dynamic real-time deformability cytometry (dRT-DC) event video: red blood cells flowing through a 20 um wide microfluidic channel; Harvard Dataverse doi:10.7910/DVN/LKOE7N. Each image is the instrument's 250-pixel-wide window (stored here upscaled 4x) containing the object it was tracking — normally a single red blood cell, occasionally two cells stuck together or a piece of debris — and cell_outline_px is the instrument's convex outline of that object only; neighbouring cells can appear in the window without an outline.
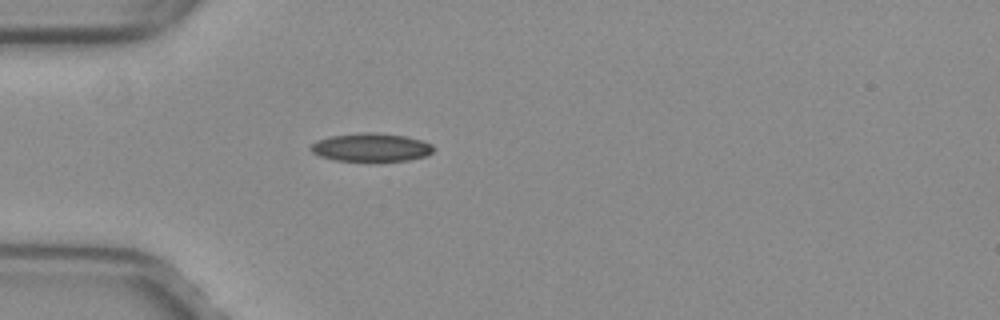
{"species": "common noctule bat (a hibernating species)", "species_latin": "Nyctalus noctula", "temperature_condition": "warm", "stored_images_in_passage": 34, "camera_frame_rate_fps": 3000, "um_per_image_px": 0.085, "animal": {"sex": "female", "body_mass_g": 29.2, "forearm_length_mm": 56.3}, "frame": {"image": 1, "passage_image": 1, "time_ms": 0.0, "image_size_px": [1000, 320], "cell_outline_px": [[436, 148], [432, 152], [424, 156], [408, 160], [376, 164], [368, 164], [336, 160], [320, 156], [312, 152], [308, 148], [316, 140], [332, 136], [360, 132], [376, 132], [404, 136], [420, 140], [432, 144]], "centroid_in_image_um": [31.53, 12.57], "position_along_channel_um": 53.5, "area_um2": 21.15}}
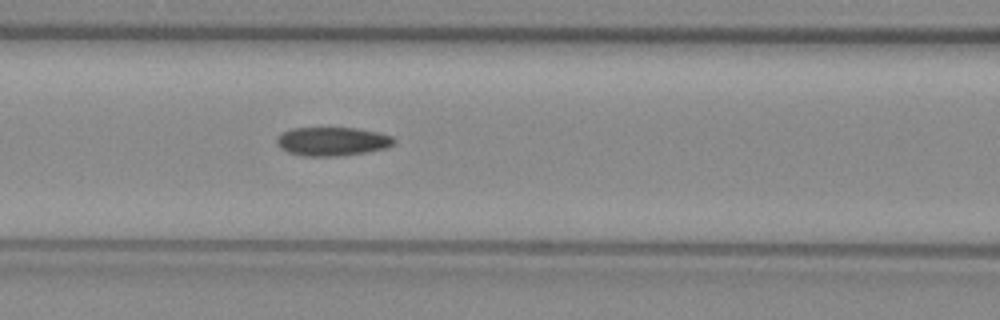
{"frame": {"image": 2, "passage_image": 8, "time_ms": 2.333, "image_size_px": [1000, 320], "cell_outline_px": [[396, 140], [392, 144], [384, 148], [364, 152], [336, 156], [304, 156], [288, 152], [280, 148], [276, 144], [276, 136], [292, 128], [356, 128], [376, 132], [392, 136]], "centroid_in_image_um": [28.19, 12.01], "position_along_channel_um": 138.4, "area_um2": 19.42}}
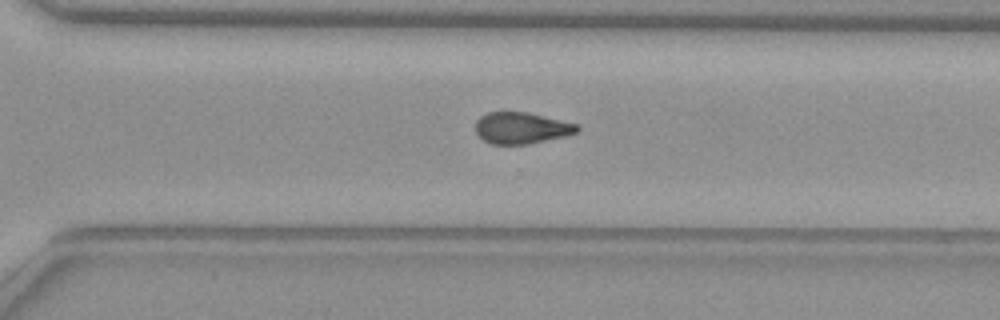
{"frame": {"image": 3, "passage_image": 22, "time_ms": 7.0, "image_size_px": [1000, 320], "cell_outline_px": [[580, 128], [576, 132], [564, 136], [528, 144], [492, 144], [484, 140], [476, 132], [476, 120], [480, 116], [488, 112], [528, 112], [580, 124]], "centroid_in_image_um": [44.34, 10.87], "position_along_channel_um": 326.3, "area_um2": 18.61}, "authors_computed_cell_mechanics": {"area_um2": 19.652, "velocity_mm_per_s": 4.0346, "shape_relaxation_time_tau1_ms": null, "shape_relaxation_time_tau2_ms": 3.1782, "deformation_change_tau1": null, "deformation_change_tau2": 0.0923}}